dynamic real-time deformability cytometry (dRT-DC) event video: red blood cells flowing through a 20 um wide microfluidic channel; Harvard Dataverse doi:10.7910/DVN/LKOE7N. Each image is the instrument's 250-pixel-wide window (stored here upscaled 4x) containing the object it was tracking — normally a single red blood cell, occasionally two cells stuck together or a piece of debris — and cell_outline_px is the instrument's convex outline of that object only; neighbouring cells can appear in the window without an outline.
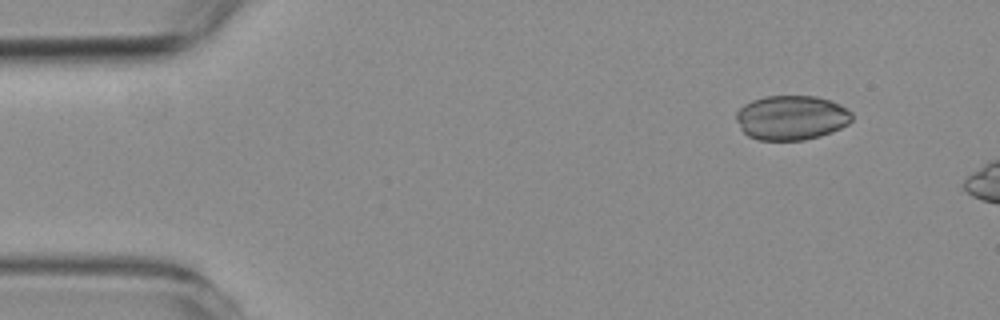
{"species": "common noctule bat (a hibernating species)", "species_latin": "Nyctalus noctula", "temperature_condition": "room temperature", "stored_images_in_passage": 6, "camera_frame_rate_fps": 3000, "um_per_image_px": 0.085, "animal": {"sex": "female", "body_mass_g": 19.3, "forearm_length_mm": 54.1}, "frame": {"image": 1, "passage_image": 1, "time_ms": 0.0, "image_size_px": [1000, 320], "cell_outline_px": [[852, 120], [848, 124], [832, 132], [820, 136], [804, 140], [760, 140], [748, 136], [740, 128], [736, 120], [736, 112], [744, 104], [752, 100], [764, 96], [816, 96], [832, 100], [840, 104], [852, 112]], "centroid_in_image_um": [67.28, 9.99], "position_along_channel_um": 17.7, "area_um2": 30.29}}